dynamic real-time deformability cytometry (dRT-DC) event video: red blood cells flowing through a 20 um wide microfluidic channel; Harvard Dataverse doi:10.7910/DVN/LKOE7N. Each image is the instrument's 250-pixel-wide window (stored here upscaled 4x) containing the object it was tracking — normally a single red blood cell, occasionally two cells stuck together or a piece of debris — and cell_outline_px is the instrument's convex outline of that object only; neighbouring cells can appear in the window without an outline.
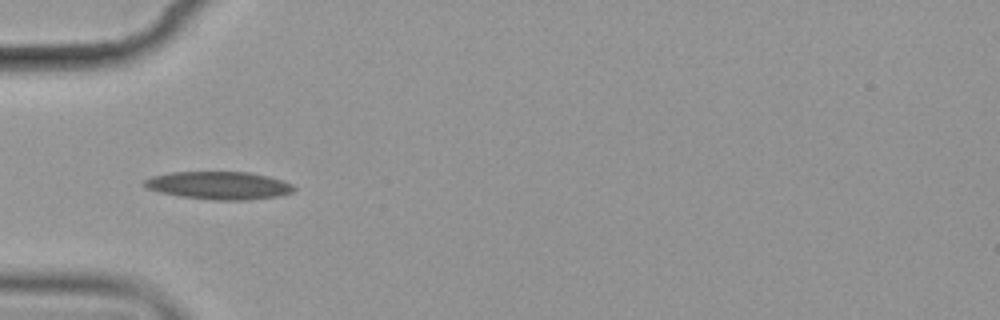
{"species": "common noctule bat (a hibernating species)", "species_latin": "Nyctalus noctula", "temperature_condition": "cold", "stored_images_in_passage": 10, "camera_frame_rate_fps": 3000, "um_per_image_px": 0.085, "animal": {"sex": "female", "body_mass_g": 19.9}, "frame": {"image": 1, "passage_image": 3, "time_ms": 3.0, "image_size_px": [1000, 320], "cell_outline_px": [[296, 188], [292, 192], [280, 196], [248, 200], [212, 200], [180, 196], [160, 192], [148, 188], [140, 184], [144, 180], [152, 176], [172, 172], [248, 172], [268, 176], [292, 184]], "centroid_in_image_um": [18.6, 15.76], "position_along_channel_um": 66.4, "area_um2": 24.28}}
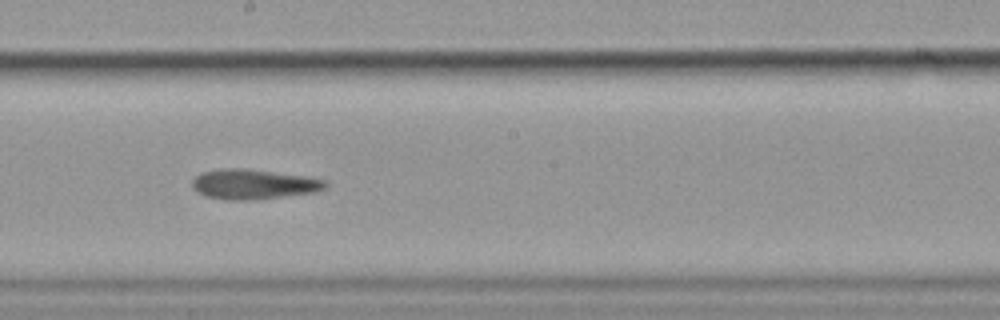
{"frame": {"image": 2, "passage_image": 7, "time_ms": 7.667, "image_size_px": [1000, 320], "cell_outline_px": [[328, 188], [316, 192], [256, 200], [228, 200], [204, 196], [196, 192], [192, 188], [192, 180], [200, 172], [220, 168], [244, 168], [308, 176], [324, 180], [328, 184]], "centroid_in_image_um": [21.54, 15.66], "position_along_channel_um": 226.7, "area_um2": 23.7}}
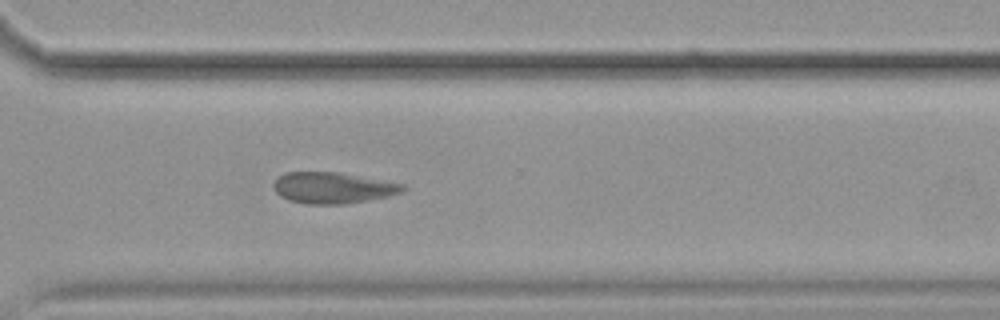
{"frame": {"image": 3, "passage_image": 10, "time_ms": 11.0, "image_size_px": [1000, 320], "cell_outline_px": [[408, 188], [404, 192], [388, 196], [368, 200], [344, 204], [308, 204], [288, 200], [280, 196], [276, 192], [272, 184], [276, 176], [284, 172], [336, 172], [404, 184]], "centroid_in_image_um": [28.26, 15.96], "position_along_channel_um": 342.3, "area_um2": 23.58}}